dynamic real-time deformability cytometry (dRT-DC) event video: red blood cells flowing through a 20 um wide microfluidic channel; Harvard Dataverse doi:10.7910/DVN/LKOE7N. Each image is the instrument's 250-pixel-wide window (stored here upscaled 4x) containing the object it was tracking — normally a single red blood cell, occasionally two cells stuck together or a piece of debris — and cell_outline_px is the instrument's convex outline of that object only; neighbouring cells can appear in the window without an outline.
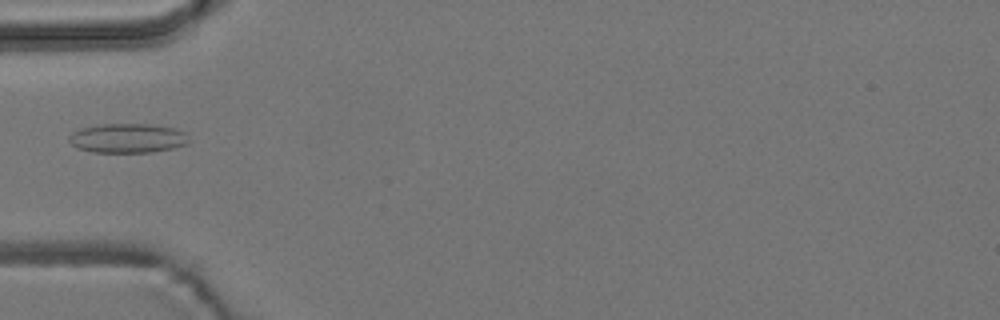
{"species": "common noctule bat (a hibernating species)", "species_latin": "Nyctalus noctula", "temperature_condition": "room temperature", "stored_images_in_passage": 5, "camera_frame_rate_fps": 3000, "um_per_image_px": 0.085, "animal": {"sex": "male", "body_mass_g": 19.2, "forearm_length_mm": 51.8}, "frame": {"image": 1, "passage_image": 4, "time_ms": 4.333, "image_size_px": [1000, 320], "cell_outline_px": [[188, 144], [172, 148], [148, 152], [92, 152], [80, 148], [72, 144], [68, 140], [68, 136], [72, 132], [80, 128], [104, 124], [152, 124], [176, 128], [184, 132], [188, 140]], "centroid_in_image_um": [10.84, 11.73], "position_along_channel_um": 74.2, "area_um2": 20.4}}